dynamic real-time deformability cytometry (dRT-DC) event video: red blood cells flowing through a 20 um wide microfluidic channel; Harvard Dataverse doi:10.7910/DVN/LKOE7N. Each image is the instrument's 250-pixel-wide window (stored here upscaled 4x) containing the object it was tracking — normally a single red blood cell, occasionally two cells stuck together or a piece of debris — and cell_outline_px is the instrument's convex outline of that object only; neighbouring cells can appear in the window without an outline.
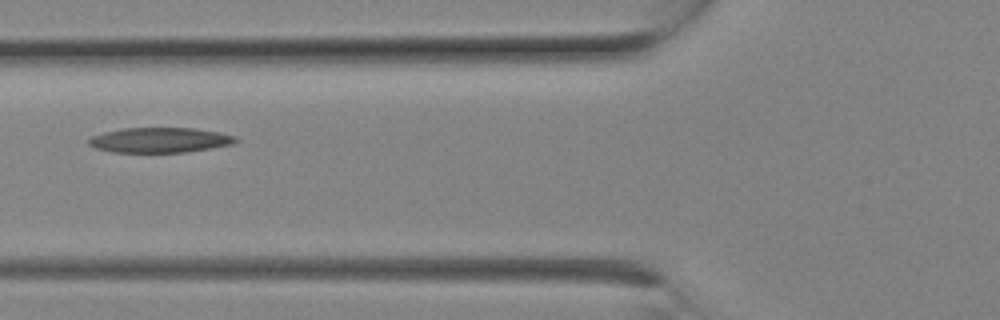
{"species": "Egyptian fruit bat (a non-hibernating species)", "species_latin": "Rousettus aegyptiacus", "temperature_condition": "room temperature", "stored_images_in_passage": 2, "camera_frame_rate_fps": 3000, "um_per_image_px": 0.085, "animal": {"sex": "female"}, "frame": {"image": 1, "passage_image": 2, "time_ms": 0.333, "image_size_px": [1000, 320], "cell_outline_px": [[240, 140], [232, 144], [188, 152], [112, 152], [96, 148], [88, 144], [88, 140], [92, 136], [104, 132], [124, 128], [192, 128], [216, 132], [236, 136]], "centroid_in_image_um": [13.58, 11.91], "position_along_channel_um": 112.2, "area_um2": 21.33}}